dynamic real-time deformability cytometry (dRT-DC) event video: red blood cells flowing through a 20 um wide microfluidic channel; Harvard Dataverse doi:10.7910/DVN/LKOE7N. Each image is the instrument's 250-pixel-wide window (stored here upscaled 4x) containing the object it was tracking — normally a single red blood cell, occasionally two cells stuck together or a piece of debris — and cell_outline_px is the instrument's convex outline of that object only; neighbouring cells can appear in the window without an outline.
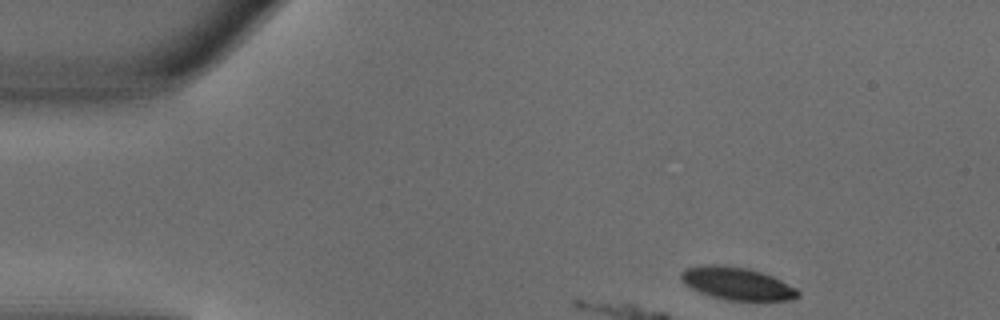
{"species": "common noctule bat (a hibernating species)", "species_latin": "Nyctalus noctula", "temperature_condition": "warm", "stored_images_in_passage": 7, "camera_frame_rate_fps": 3000, "um_per_image_px": 0.085, "animal": {"sex": "male", "body_mass_g": 18.8}, "frame": {"image": 1, "passage_image": 1, "time_ms": 0.0, "image_size_px": [1000, 320], "cell_outline_px": [[800, 296], [792, 300], [724, 300], [700, 292], [684, 284], [680, 276], [680, 272], [684, 268], [708, 264], [716, 264], [748, 268], [772, 276], [796, 288], [800, 292]], "centroid_in_image_um": [62.63, 24.09], "position_along_channel_um": 22.4, "area_um2": 22.2}}